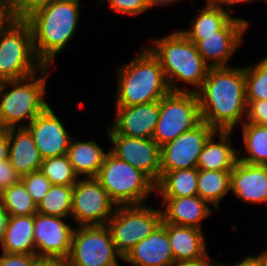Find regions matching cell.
Wrapping results in <instances>:
<instances>
[{
    "mask_svg": "<svg viewBox=\"0 0 267 266\" xmlns=\"http://www.w3.org/2000/svg\"><path fill=\"white\" fill-rule=\"evenodd\" d=\"M196 94L201 120L216 131H233L245 122V66L209 67Z\"/></svg>",
    "mask_w": 267,
    "mask_h": 266,
    "instance_id": "cell-1",
    "label": "cell"
},
{
    "mask_svg": "<svg viewBox=\"0 0 267 266\" xmlns=\"http://www.w3.org/2000/svg\"><path fill=\"white\" fill-rule=\"evenodd\" d=\"M80 0H56L33 11L29 23L37 58L50 67L75 35L80 17Z\"/></svg>",
    "mask_w": 267,
    "mask_h": 266,
    "instance_id": "cell-2",
    "label": "cell"
},
{
    "mask_svg": "<svg viewBox=\"0 0 267 266\" xmlns=\"http://www.w3.org/2000/svg\"><path fill=\"white\" fill-rule=\"evenodd\" d=\"M148 48L159 59L171 92H194L202 86L209 66L204 62L196 44L179 29L155 39ZM186 83L195 89L180 88L177 83Z\"/></svg>",
    "mask_w": 267,
    "mask_h": 266,
    "instance_id": "cell-3",
    "label": "cell"
},
{
    "mask_svg": "<svg viewBox=\"0 0 267 266\" xmlns=\"http://www.w3.org/2000/svg\"><path fill=\"white\" fill-rule=\"evenodd\" d=\"M118 88L115 106H132L160 101L171 92L159 59L151 50H141L117 69Z\"/></svg>",
    "mask_w": 267,
    "mask_h": 266,
    "instance_id": "cell-4",
    "label": "cell"
},
{
    "mask_svg": "<svg viewBox=\"0 0 267 266\" xmlns=\"http://www.w3.org/2000/svg\"><path fill=\"white\" fill-rule=\"evenodd\" d=\"M50 69L45 66L27 78L0 82V129L24 127L20 123H30L49 106L45 92Z\"/></svg>",
    "mask_w": 267,
    "mask_h": 266,
    "instance_id": "cell-5",
    "label": "cell"
},
{
    "mask_svg": "<svg viewBox=\"0 0 267 266\" xmlns=\"http://www.w3.org/2000/svg\"><path fill=\"white\" fill-rule=\"evenodd\" d=\"M44 67L35 53L29 23L7 17L0 24V82L27 78Z\"/></svg>",
    "mask_w": 267,
    "mask_h": 266,
    "instance_id": "cell-6",
    "label": "cell"
},
{
    "mask_svg": "<svg viewBox=\"0 0 267 266\" xmlns=\"http://www.w3.org/2000/svg\"><path fill=\"white\" fill-rule=\"evenodd\" d=\"M95 178L117 206L143 205L147 196L156 193V183L146 173L109 150Z\"/></svg>",
    "mask_w": 267,
    "mask_h": 266,
    "instance_id": "cell-7",
    "label": "cell"
},
{
    "mask_svg": "<svg viewBox=\"0 0 267 266\" xmlns=\"http://www.w3.org/2000/svg\"><path fill=\"white\" fill-rule=\"evenodd\" d=\"M162 223V211L152 206H117L106 223L116 251L124 258L140 241Z\"/></svg>",
    "mask_w": 267,
    "mask_h": 266,
    "instance_id": "cell-8",
    "label": "cell"
},
{
    "mask_svg": "<svg viewBox=\"0 0 267 266\" xmlns=\"http://www.w3.org/2000/svg\"><path fill=\"white\" fill-rule=\"evenodd\" d=\"M202 122L194 92H170L160 100V114L152 139L161 147Z\"/></svg>",
    "mask_w": 267,
    "mask_h": 266,
    "instance_id": "cell-9",
    "label": "cell"
},
{
    "mask_svg": "<svg viewBox=\"0 0 267 266\" xmlns=\"http://www.w3.org/2000/svg\"><path fill=\"white\" fill-rule=\"evenodd\" d=\"M117 258L123 260L106 225L78 226L73 230L67 257L70 266H120Z\"/></svg>",
    "mask_w": 267,
    "mask_h": 266,
    "instance_id": "cell-10",
    "label": "cell"
},
{
    "mask_svg": "<svg viewBox=\"0 0 267 266\" xmlns=\"http://www.w3.org/2000/svg\"><path fill=\"white\" fill-rule=\"evenodd\" d=\"M116 207L95 177L79 178L73 185L71 217L77 226L106 225Z\"/></svg>",
    "mask_w": 267,
    "mask_h": 266,
    "instance_id": "cell-11",
    "label": "cell"
},
{
    "mask_svg": "<svg viewBox=\"0 0 267 266\" xmlns=\"http://www.w3.org/2000/svg\"><path fill=\"white\" fill-rule=\"evenodd\" d=\"M249 22L232 17L216 35H185L196 44L197 50L209 67H228L229 60L243 41Z\"/></svg>",
    "mask_w": 267,
    "mask_h": 266,
    "instance_id": "cell-12",
    "label": "cell"
},
{
    "mask_svg": "<svg viewBox=\"0 0 267 266\" xmlns=\"http://www.w3.org/2000/svg\"><path fill=\"white\" fill-rule=\"evenodd\" d=\"M113 144L109 151L118 159L142 170L155 183L161 177L160 146L152 138L127 137L111 126L106 128Z\"/></svg>",
    "mask_w": 267,
    "mask_h": 266,
    "instance_id": "cell-13",
    "label": "cell"
},
{
    "mask_svg": "<svg viewBox=\"0 0 267 266\" xmlns=\"http://www.w3.org/2000/svg\"><path fill=\"white\" fill-rule=\"evenodd\" d=\"M216 130L205 122L160 147L161 176L167 171L197 167L199 155Z\"/></svg>",
    "mask_w": 267,
    "mask_h": 266,
    "instance_id": "cell-14",
    "label": "cell"
},
{
    "mask_svg": "<svg viewBox=\"0 0 267 266\" xmlns=\"http://www.w3.org/2000/svg\"><path fill=\"white\" fill-rule=\"evenodd\" d=\"M59 216L34 215L35 255L39 258L67 259L74 228Z\"/></svg>",
    "mask_w": 267,
    "mask_h": 266,
    "instance_id": "cell-15",
    "label": "cell"
},
{
    "mask_svg": "<svg viewBox=\"0 0 267 266\" xmlns=\"http://www.w3.org/2000/svg\"><path fill=\"white\" fill-rule=\"evenodd\" d=\"M42 159L67 155L73 138L49 105L30 123H24Z\"/></svg>",
    "mask_w": 267,
    "mask_h": 266,
    "instance_id": "cell-16",
    "label": "cell"
},
{
    "mask_svg": "<svg viewBox=\"0 0 267 266\" xmlns=\"http://www.w3.org/2000/svg\"><path fill=\"white\" fill-rule=\"evenodd\" d=\"M115 120L110 125L127 137L152 138L160 114V101L132 106H115Z\"/></svg>",
    "mask_w": 267,
    "mask_h": 266,
    "instance_id": "cell-17",
    "label": "cell"
},
{
    "mask_svg": "<svg viewBox=\"0 0 267 266\" xmlns=\"http://www.w3.org/2000/svg\"><path fill=\"white\" fill-rule=\"evenodd\" d=\"M123 261L133 266H171L174 257L166 223L162 222L148 237L137 243Z\"/></svg>",
    "mask_w": 267,
    "mask_h": 266,
    "instance_id": "cell-18",
    "label": "cell"
},
{
    "mask_svg": "<svg viewBox=\"0 0 267 266\" xmlns=\"http://www.w3.org/2000/svg\"><path fill=\"white\" fill-rule=\"evenodd\" d=\"M230 187L241 201L267 205V166L238 160L231 171Z\"/></svg>",
    "mask_w": 267,
    "mask_h": 266,
    "instance_id": "cell-19",
    "label": "cell"
},
{
    "mask_svg": "<svg viewBox=\"0 0 267 266\" xmlns=\"http://www.w3.org/2000/svg\"><path fill=\"white\" fill-rule=\"evenodd\" d=\"M162 222L195 227L202 230L201 222L213 213L198 195L187 197H162Z\"/></svg>",
    "mask_w": 267,
    "mask_h": 266,
    "instance_id": "cell-20",
    "label": "cell"
},
{
    "mask_svg": "<svg viewBox=\"0 0 267 266\" xmlns=\"http://www.w3.org/2000/svg\"><path fill=\"white\" fill-rule=\"evenodd\" d=\"M8 138V159L18 175L22 177L39 171L43 159L29 130L26 127L9 128Z\"/></svg>",
    "mask_w": 267,
    "mask_h": 266,
    "instance_id": "cell-21",
    "label": "cell"
},
{
    "mask_svg": "<svg viewBox=\"0 0 267 266\" xmlns=\"http://www.w3.org/2000/svg\"><path fill=\"white\" fill-rule=\"evenodd\" d=\"M234 131H216L206 141L199 155L197 168L203 170L232 171L238 162L239 150L231 143L230 136ZM218 134V135H217ZM219 137L217 142L216 137Z\"/></svg>",
    "mask_w": 267,
    "mask_h": 266,
    "instance_id": "cell-22",
    "label": "cell"
},
{
    "mask_svg": "<svg viewBox=\"0 0 267 266\" xmlns=\"http://www.w3.org/2000/svg\"><path fill=\"white\" fill-rule=\"evenodd\" d=\"M166 231L174 262L195 260L208 253L205 235L202 230L195 227L166 223Z\"/></svg>",
    "mask_w": 267,
    "mask_h": 266,
    "instance_id": "cell-23",
    "label": "cell"
},
{
    "mask_svg": "<svg viewBox=\"0 0 267 266\" xmlns=\"http://www.w3.org/2000/svg\"><path fill=\"white\" fill-rule=\"evenodd\" d=\"M107 153L93 139L77 141L72 138L67 156L78 177L89 178L98 175Z\"/></svg>",
    "mask_w": 267,
    "mask_h": 266,
    "instance_id": "cell-24",
    "label": "cell"
},
{
    "mask_svg": "<svg viewBox=\"0 0 267 266\" xmlns=\"http://www.w3.org/2000/svg\"><path fill=\"white\" fill-rule=\"evenodd\" d=\"M34 215L9 216L1 252L35 254Z\"/></svg>",
    "mask_w": 267,
    "mask_h": 266,
    "instance_id": "cell-25",
    "label": "cell"
},
{
    "mask_svg": "<svg viewBox=\"0 0 267 266\" xmlns=\"http://www.w3.org/2000/svg\"><path fill=\"white\" fill-rule=\"evenodd\" d=\"M198 168L165 172L156 183V194L162 197H187L198 195Z\"/></svg>",
    "mask_w": 267,
    "mask_h": 266,
    "instance_id": "cell-26",
    "label": "cell"
},
{
    "mask_svg": "<svg viewBox=\"0 0 267 266\" xmlns=\"http://www.w3.org/2000/svg\"><path fill=\"white\" fill-rule=\"evenodd\" d=\"M231 171L198 169V196L214 209H218L221 200L231 191Z\"/></svg>",
    "mask_w": 267,
    "mask_h": 266,
    "instance_id": "cell-27",
    "label": "cell"
},
{
    "mask_svg": "<svg viewBox=\"0 0 267 266\" xmlns=\"http://www.w3.org/2000/svg\"><path fill=\"white\" fill-rule=\"evenodd\" d=\"M242 127L243 145L247 155H238V160L267 166V125H256L243 123Z\"/></svg>",
    "mask_w": 267,
    "mask_h": 266,
    "instance_id": "cell-28",
    "label": "cell"
},
{
    "mask_svg": "<svg viewBox=\"0 0 267 266\" xmlns=\"http://www.w3.org/2000/svg\"><path fill=\"white\" fill-rule=\"evenodd\" d=\"M199 10L190 23V29L180 30L184 35H216V32L233 17L210 0Z\"/></svg>",
    "mask_w": 267,
    "mask_h": 266,
    "instance_id": "cell-29",
    "label": "cell"
},
{
    "mask_svg": "<svg viewBox=\"0 0 267 266\" xmlns=\"http://www.w3.org/2000/svg\"><path fill=\"white\" fill-rule=\"evenodd\" d=\"M73 185L52 184L48 193L37 205V212L43 215L68 218L71 216Z\"/></svg>",
    "mask_w": 267,
    "mask_h": 266,
    "instance_id": "cell-30",
    "label": "cell"
},
{
    "mask_svg": "<svg viewBox=\"0 0 267 266\" xmlns=\"http://www.w3.org/2000/svg\"><path fill=\"white\" fill-rule=\"evenodd\" d=\"M2 205L8 216H31L37 213V205L21 180L3 190Z\"/></svg>",
    "mask_w": 267,
    "mask_h": 266,
    "instance_id": "cell-31",
    "label": "cell"
},
{
    "mask_svg": "<svg viewBox=\"0 0 267 266\" xmlns=\"http://www.w3.org/2000/svg\"><path fill=\"white\" fill-rule=\"evenodd\" d=\"M40 170L51 184L74 185L79 180L67 155L43 159Z\"/></svg>",
    "mask_w": 267,
    "mask_h": 266,
    "instance_id": "cell-32",
    "label": "cell"
},
{
    "mask_svg": "<svg viewBox=\"0 0 267 266\" xmlns=\"http://www.w3.org/2000/svg\"><path fill=\"white\" fill-rule=\"evenodd\" d=\"M246 100H267V56L255 65H245Z\"/></svg>",
    "mask_w": 267,
    "mask_h": 266,
    "instance_id": "cell-33",
    "label": "cell"
},
{
    "mask_svg": "<svg viewBox=\"0 0 267 266\" xmlns=\"http://www.w3.org/2000/svg\"><path fill=\"white\" fill-rule=\"evenodd\" d=\"M21 181L26 190L31 195L33 201L38 203L44 198L51 187V181L42 173L41 170L34 171L21 177Z\"/></svg>",
    "mask_w": 267,
    "mask_h": 266,
    "instance_id": "cell-34",
    "label": "cell"
},
{
    "mask_svg": "<svg viewBox=\"0 0 267 266\" xmlns=\"http://www.w3.org/2000/svg\"><path fill=\"white\" fill-rule=\"evenodd\" d=\"M54 1L56 0H10L6 14L13 19H25L36 9Z\"/></svg>",
    "mask_w": 267,
    "mask_h": 266,
    "instance_id": "cell-35",
    "label": "cell"
},
{
    "mask_svg": "<svg viewBox=\"0 0 267 266\" xmlns=\"http://www.w3.org/2000/svg\"><path fill=\"white\" fill-rule=\"evenodd\" d=\"M109 8L116 13L138 16L151 9L147 0H109Z\"/></svg>",
    "mask_w": 267,
    "mask_h": 266,
    "instance_id": "cell-36",
    "label": "cell"
},
{
    "mask_svg": "<svg viewBox=\"0 0 267 266\" xmlns=\"http://www.w3.org/2000/svg\"><path fill=\"white\" fill-rule=\"evenodd\" d=\"M247 111L244 123L267 125V100H246Z\"/></svg>",
    "mask_w": 267,
    "mask_h": 266,
    "instance_id": "cell-37",
    "label": "cell"
},
{
    "mask_svg": "<svg viewBox=\"0 0 267 266\" xmlns=\"http://www.w3.org/2000/svg\"><path fill=\"white\" fill-rule=\"evenodd\" d=\"M38 258L35 254L2 252L0 255V266H35Z\"/></svg>",
    "mask_w": 267,
    "mask_h": 266,
    "instance_id": "cell-38",
    "label": "cell"
},
{
    "mask_svg": "<svg viewBox=\"0 0 267 266\" xmlns=\"http://www.w3.org/2000/svg\"><path fill=\"white\" fill-rule=\"evenodd\" d=\"M20 180L21 176L14 170L9 159L0 162V187L3 190L18 183Z\"/></svg>",
    "mask_w": 267,
    "mask_h": 266,
    "instance_id": "cell-39",
    "label": "cell"
},
{
    "mask_svg": "<svg viewBox=\"0 0 267 266\" xmlns=\"http://www.w3.org/2000/svg\"><path fill=\"white\" fill-rule=\"evenodd\" d=\"M217 262L210 261L208 253L201 258L187 261H176L171 266H216Z\"/></svg>",
    "mask_w": 267,
    "mask_h": 266,
    "instance_id": "cell-40",
    "label": "cell"
},
{
    "mask_svg": "<svg viewBox=\"0 0 267 266\" xmlns=\"http://www.w3.org/2000/svg\"><path fill=\"white\" fill-rule=\"evenodd\" d=\"M217 266H264L262 259L259 256H254V255H248L247 257L240 261L236 262L234 264H227V263H217Z\"/></svg>",
    "mask_w": 267,
    "mask_h": 266,
    "instance_id": "cell-41",
    "label": "cell"
},
{
    "mask_svg": "<svg viewBox=\"0 0 267 266\" xmlns=\"http://www.w3.org/2000/svg\"><path fill=\"white\" fill-rule=\"evenodd\" d=\"M9 154V138L8 129H0V162L8 160Z\"/></svg>",
    "mask_w": 267,
    "mask_h": 266,
    "instance_id": "cell-42",
    "label": "cell"
},
{
    "mask_svg": "<svg viewBox=\"0 0 267 266\" xmlns=\"http://www.w3.org/2000/svg\"><path fill=\"white\" fill-rule=\"evenodd\" d=\"M35 266H70L64 258H38Z\"/></svg>",
    "mask_w": 267,
    "mask_h": 266,
    "instance_id": "cell-43",
    "label": "cell"
},
{
    "mask_svg": "<svg viewBox=\"0 0 267 266\" xmlns=\"http://www.w3.org/2000/svg\"><path fill=\"white\" fill-rule=\"evenodd\" d=\"M210 1L217 6H220L223 10H225L226 12L230 14L232 12L230 8L231 6L236 5V4L246 3V2L250 3V2H253L254 0H210Z\"/></svg>",
    "mask_w": 267,
    "mask_h": 266,
    "instance_id": "cell-44",
    "label": "cell"
},
{
    "mask_svg": "<svg viewBox=\"0 0 267 266\" xmlns=\"http://www.w3.org/2000/svg\"><path fill=\"white\" fill-rule=\"evenodd\" d=\"M9 216L2 202H0V245L3 242Z\"/></svg>",
    "mask_w": 267,
    "mask_h": 266,
    "instance_id": "cell-45",
    "label": "cell"
},
{
    "mask_svg": "<svg viewBox=\"0 0 267 266\" xmlns=\"http://www.w3.org/2000/svg\"><path fill=\"white\" fill-rule=\"evenodd\" d=\"M149 7L153 8L154 6H168L174 4L180 0H147Z\"/></svg>",
    "mask_w": 267,
    "mask_h": 266,
    "instance_id": "cell-46",
    "label": "cell"
},
{
    "mask_svg": "<svg viewBox=\"0 0 267 266\" xmlns=\"http://www.w3.org/2000/svg\"><path fill=\"white\" fill-rule=\"evenodd\" d=\"M258 256L262 259L264 266H267V249L259 253Z\"/></svg>",
    "mask_w": 267,
    "mask_h": 266,
    "instance_id": "cell-47",
    "label": "cell"
},
{
    "mask_svg": "<svg viewBox=\"0 0 267 266\" xmlns=\"http://www.w3.org/2000/svg\"><path fill=\"white\" fill-rule=\"evenodd\" d=\"M7 18L6 11L0 6V24Z\"/></svg>",
    "mask_w": 267,
    "mask_h": 266,
    "instance_id": "cell-48",
    "label": "cell"
},
{
    "mask_svg": "<svg viewBox=\"0 0 267 266\" xmlns=\"http://www.w3.org/2000/svg\"><path fill=\"white\" fill-rule=\"evenodd\" d=\"M10 0H0V6L7 11Z\"/></svg>",
    "mask_w": 267,
    "mask_h": 266,
    "instance_id": "cell-49",
    "label": "cell"
},
{
    "mask_svg": "<svg viewBox=\"0 0 267 266\" xmlns=\"http://www.w3.org/2000/svg\"><path fill=\"white\" fill-rule=\"evenodd\" d=\"M3 198V189L0 187V202H2Z\"/></svg>",
    "mask_w": 267,
    "mask_h": 266,
    "instance_id": "cell-50",
    "label": "cell"
}]
</instances>
